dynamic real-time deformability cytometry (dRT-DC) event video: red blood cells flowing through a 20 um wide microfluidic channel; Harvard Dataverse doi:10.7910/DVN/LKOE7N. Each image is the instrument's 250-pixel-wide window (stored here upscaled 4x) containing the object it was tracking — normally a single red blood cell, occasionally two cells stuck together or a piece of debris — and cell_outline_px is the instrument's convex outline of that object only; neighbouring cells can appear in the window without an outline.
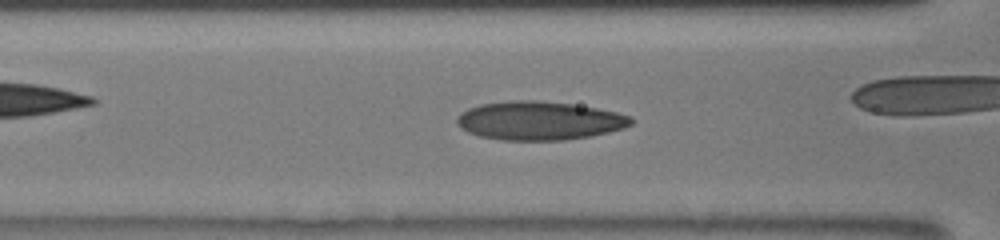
{"species": "human", "species_latin": "Homo sapiens", "temperature_condition": "room temperature", "stored_images_in_passage": 40, "camera_frame_rate_fps": 3000, "um_per_image_px": 0.085, "donor": {"sex": "male"}, "frame": {"image": 1, "passage_image": 18, "time_ms": 5.667, "image_size_px": [1000, 240], "cell_outline_px": [[632, 124], [624, 128], [592, 136], [564, 140], [504, 140], [480, 136], [468, 132], [460, 128], [456, 124], [456, 116], [460, 112], [468, 108], [480, 104], [508, 100], [536, 100], [572, 104], [596, 108], [616, 112], [632, 116]], "centroid_in_image_um": [45.81, 10.25], "position_along_channel_um": 120.8, "area_um2": 39.42}}